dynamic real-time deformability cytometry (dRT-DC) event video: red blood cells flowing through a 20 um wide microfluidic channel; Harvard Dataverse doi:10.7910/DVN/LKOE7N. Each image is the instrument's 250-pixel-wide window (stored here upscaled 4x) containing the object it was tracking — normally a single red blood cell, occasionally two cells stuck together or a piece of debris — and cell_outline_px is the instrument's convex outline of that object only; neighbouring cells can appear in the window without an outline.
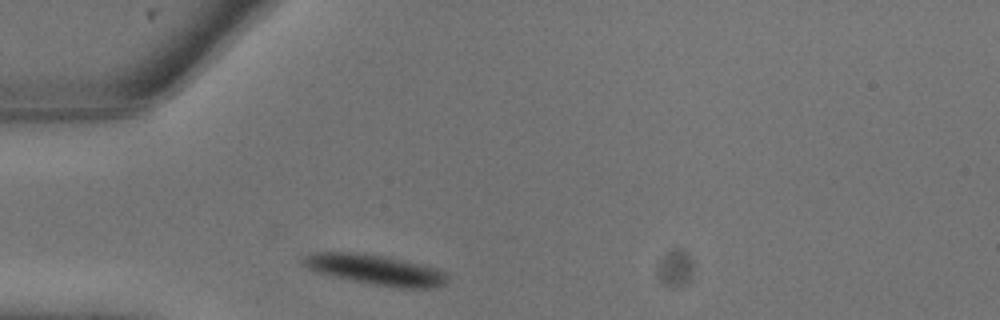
{"species": "common noctule bat (a hibernating species)", "species_latin": "Nyctalus noctula", "temperature_condition": "warm", "stored_images_in_passage": 3, "camera_frame_rate_fps": 3000, "um_per_image_px": 0.085, "animal": {"sex": "male", "body_mass_g": 13.3}, "frame": {"image": 1, "passage_image": 1, "time_ms": 0.0, "image_size_px": [1000, 320], "cell_outline_px": [[448, 280], [444, 284], [432, 288], [400, 288], [368, 284], [320, 272], [308, 268], [300, 264], [300, 256], [312, 252], [364, 252], [388, 256], [440, 268], [448, 272]], "centroid_in_image_um": [31.94, 22.9], "position_along_channel_um": 53.1, "area_um2": 26.07}}